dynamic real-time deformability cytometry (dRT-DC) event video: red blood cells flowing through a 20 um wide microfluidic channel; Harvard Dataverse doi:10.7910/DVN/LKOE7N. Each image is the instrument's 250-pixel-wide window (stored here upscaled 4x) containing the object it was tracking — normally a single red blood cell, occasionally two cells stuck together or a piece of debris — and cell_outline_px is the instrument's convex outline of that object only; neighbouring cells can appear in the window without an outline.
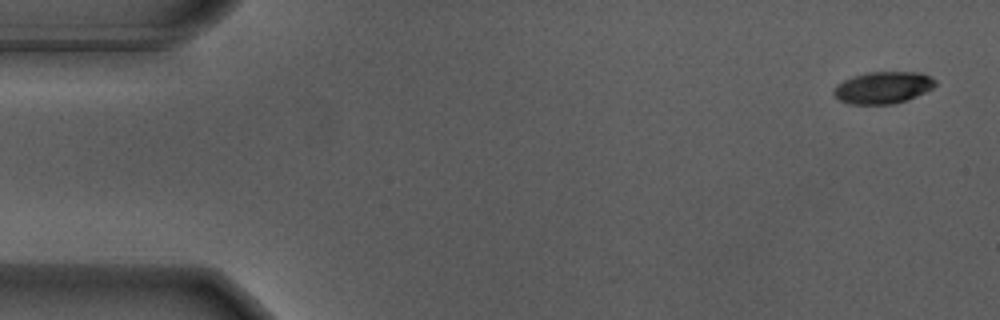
{"species": "Egyptian fruit bat (a non-hibernating species)", "species_latin": "Rousettus aegyptiacus", "temperature_condition": "warm", "stored_images_in_passage": 54, "camera_frame_rate_fps": 3000, "um_per_image_px": 0.085, "animal": {"sex": "male"}, "frame": {"image": 1, "passage_image": 1, "time_ms": 0.0, "image_size_px": [1000, 320], "cell_outline_px": [[936, 84], [932, 88], [916, 96], [892, 104], [848, 104], [840, 100], [832, 92], [844, 80], [852, 76], [868, 72], [920, 72], [932, 76], [936, 80]], "centroid_in_image_um": [75.08, 7.43], "position_along_channel_um": 9.9, "area_um2": 18.73}}
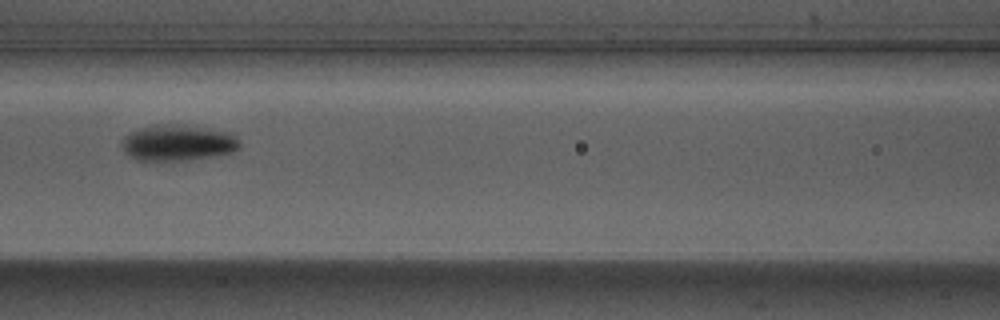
{"frame": {"image": 2, "passage_image": 23, "time_ms": 7.333, "image_size_px": [1000, 320], "cell_outline_px": [[240, 148], [232, 152], [192, 160], [136, 160], [120, 144], [124, 136], [140, 128], [152, 124], [184, 124], [236, 132], [240, 140]], "centroid_in_image_um": [15.21, 12.1], "position_along_channel_um": 151.4, "area_um2": 25.14}}
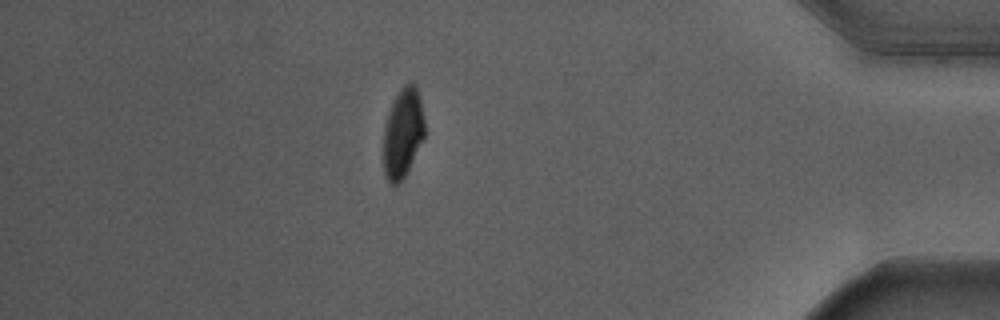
{"frame": {"image": 3, "passage_image": 47, "time_ms": 15.333, "image_size_px": [1000, 320], "cell_outline_px": [[424, 136], [400, 184], [392, 184], [388, 180], [384, 172], [384, 128], [388, 112], [400, 88], [404, 84], [412, 80], [416, 84], [420, 100], [424, 120]], "centroid_in_image_um": [34.24, 11.25], "position_along_channel_um": 401.0, "area_um2": 21.15}, "authors_computed_cell_mechanics": {"area_um2": 22.0507, "velocity_mm_per_s": 3.695, "shape_relaxation_time_tau1_ms": 1.8206, "shape_relaxation_time_tau2_ms": null, "deformation_change_tau1": 0.1912, "deformation_change_tau2": null}}